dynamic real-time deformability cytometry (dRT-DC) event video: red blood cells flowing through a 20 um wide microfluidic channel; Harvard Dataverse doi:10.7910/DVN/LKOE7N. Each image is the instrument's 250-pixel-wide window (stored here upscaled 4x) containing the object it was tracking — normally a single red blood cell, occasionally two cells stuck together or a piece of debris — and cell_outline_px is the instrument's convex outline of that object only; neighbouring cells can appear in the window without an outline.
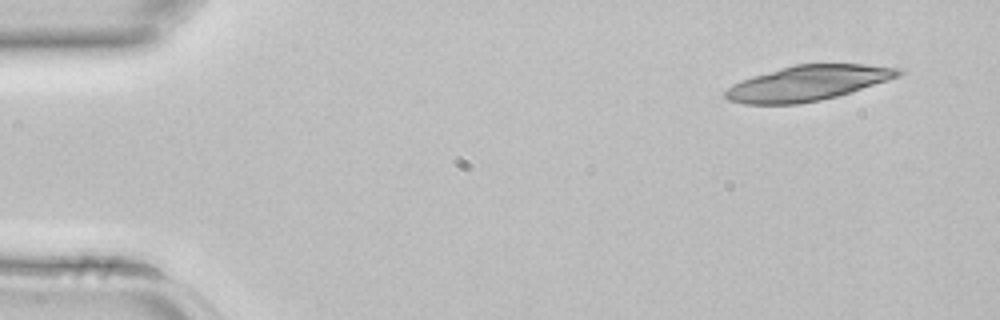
{"species": "common noctule bat (a hibernating species)", "species_latin": "Nyctalus noctula", "temperature_condition": "room temperature", "stored_images_in_passage": 2, "camera_frame_rate_fps": 3000, "um_per_image_px": 0.085, "animal": {"sex": "female", "body_mass_g": 22.7, "forearm_length_mm": 54.2}, "frame": {"image": 1, "passage_image": 1, "time_ms": 0.0, "image_size_px": [1000, 320], "cell_outline_px": [[904, 72], [900, 76], [888, 80], [836, 96], [820, 100], [796, 104], [744, 104], [728, 100], [724, 96], [724, 92], [732, 84], [740, 80], [752, 76], [780, 68], [796, 64], [864, 64], [904, 68]], "centroid_in_image_um": [68.66, 7.06], "position_along_channel_um": 16.3, "area_um2": 35.37}}